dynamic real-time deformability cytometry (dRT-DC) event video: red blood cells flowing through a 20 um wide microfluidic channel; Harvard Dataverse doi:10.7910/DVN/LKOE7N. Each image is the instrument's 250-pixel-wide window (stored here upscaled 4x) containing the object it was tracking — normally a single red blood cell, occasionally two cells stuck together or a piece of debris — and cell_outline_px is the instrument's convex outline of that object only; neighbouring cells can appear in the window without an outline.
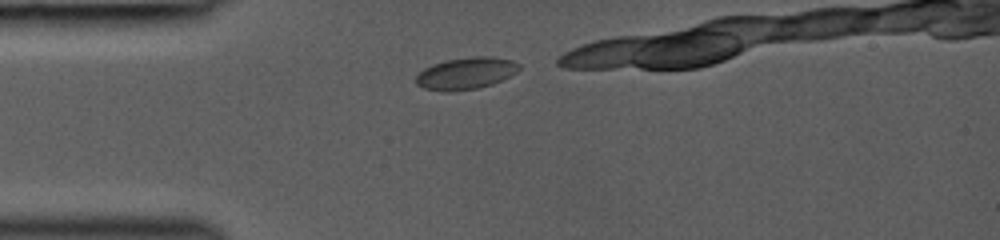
{"species": "common noctule bat (a hibernating species)", "species_latin": "Nyctalus noctula", "temperature_condition": "room temperature", "stored_images_in_passage": 13, "camera_frame_rate_fps": 3000, "um_per_image_px": 0.085, "animal": {"sex": "female", "body_mass_g": 19.0, "forearm_length_mm": 53.3}, "frame": {"image": 1, "passage_image": 1, "time_ms": 0.0, "image_size_px": [1000, 240], "cell_outline_px": [[520, 68], [516, 72], [492, 84], [476, 88], [448, 92], [444, 92], [424, 88], [416, 84], [416, 76], [424, 68], [432, 64], [448, 60], [472, 56], [492, 56], [512, 60], [520, 64]], "centroid_in_image_um": [39.59, 6.23], "position_along_channel_um": 45.4, "area_um2": 19.07}}
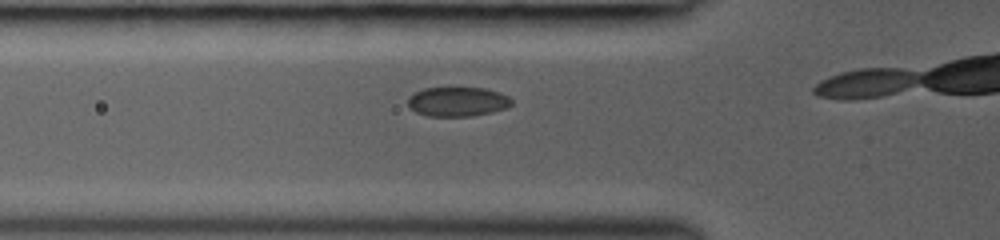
{"frame": {"image": 2, "passage_image": 8, "time_ms": 1.333, "image_size_px": [1000, 240], "cell_outline_px": [[512, 104], [508, 108], [492, 112], [472, 116], [428, 116], [416, 112], [408, 104], [408, 96], [424, 88], [448, 84], [484, 88], [500, 92], [508, 96], [512, 100]], "centroid_in_image_um": [38.9, 8.58], "position_along_channel_um": 86.9, "area_um2": 18.67}}